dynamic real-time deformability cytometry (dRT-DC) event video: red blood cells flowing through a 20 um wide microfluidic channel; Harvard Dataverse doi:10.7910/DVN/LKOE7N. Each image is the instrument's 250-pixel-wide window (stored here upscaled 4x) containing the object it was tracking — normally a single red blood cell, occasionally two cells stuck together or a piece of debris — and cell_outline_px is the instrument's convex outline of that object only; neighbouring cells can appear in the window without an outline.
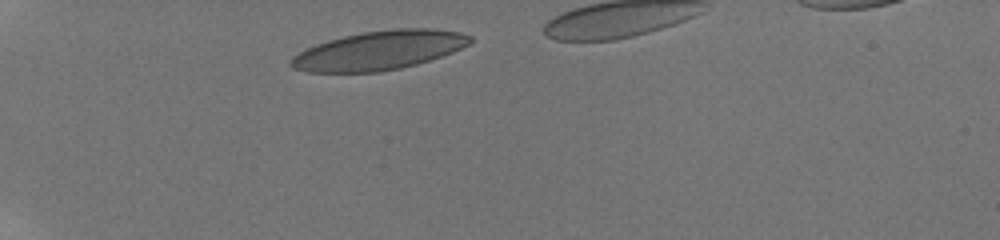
{"species": "human", "species_latin": "Homo sapiens", "temperature_condition": "room temperature", "stored_images_in_passage": 36, "camera_frame_rate_fps": 3000, "um_per_image_px": 0.085, "donor": {"sex": "male"}, "frame": {"image": 1, "passage_image": 4, "time_ms": 1.0, "image_size_px": [1000, 240], "cell_outline_px": [[476, 40], [452, 52], [416, 64], [400, 68], [380, 72], [308, 72], [292, 68], [288, 64], [288, 60], [292, 56], [316, 44], [328, 40], [344, 36], [364, 32], [392, 28], [432, 28], [460, 32], [472, 36]], "centroid_in_image_um": [32.22, 4.28], "position_along_channel_um": 52.8, "area_um2": 40.69}}
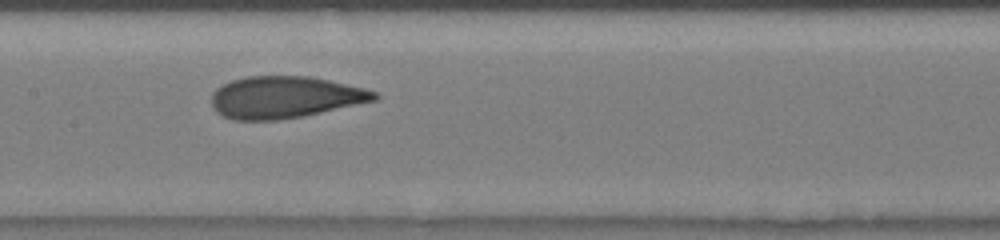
{"frame": {"image": 2, "passage_image": 17, "time_ms": 5.333, "image_size_px": [1000, 240], "cell_outline_px": [[380, 96], [376, 100], [304, 116], [276, 120], [236, 120], [224, 116], [216, 112], [212, 108], [212, 92], [216, 88], [232, 80], [248, 76], [308, 76], [328, 80], [364, 88], [376, 92]], "centroid_in_image_um": [24.2, 8.27], "position_along_channel_um": 183.2, "area_um2": 39.65}}
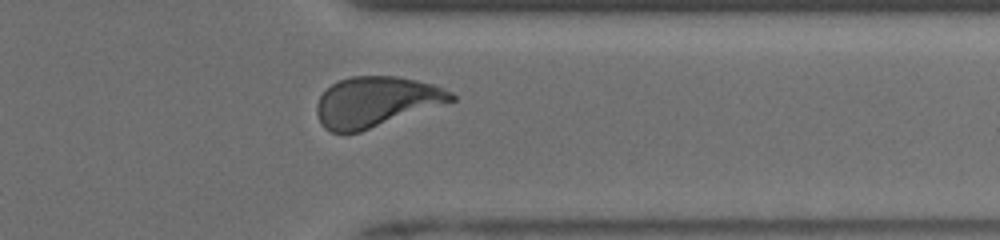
{"frame": {"image": 3, "passage_image": 32, "time_ms": 10.333, "image_size_px": [1000, 240], "cell_outline_px": [[456, 100], [360, 132], [332, 132], [324, 128], [320, 124], [316, 112], [316, 104], [320, 96], [332, 84], [340, 80], [352, 76], [396, 76], [416, 80], [432, 84], [452, 92], [456, 96]], "centroid_in_image_um": [31.95, 8.65], "position_along_channel_um": 379.5, "area_um2": 39.19}, "authors_computed_cell_mechanics": {"area_um2": 39.6508, "velocity_mm_per_s": 3.9252, "shape_relaxation_time_tau1_ms": 5.2538, "shape_relaxation_time_tau2_ms": 0.8849, "deformation_change_tau1": 0.1979, "deformation_change_tau2": 0.0744}}